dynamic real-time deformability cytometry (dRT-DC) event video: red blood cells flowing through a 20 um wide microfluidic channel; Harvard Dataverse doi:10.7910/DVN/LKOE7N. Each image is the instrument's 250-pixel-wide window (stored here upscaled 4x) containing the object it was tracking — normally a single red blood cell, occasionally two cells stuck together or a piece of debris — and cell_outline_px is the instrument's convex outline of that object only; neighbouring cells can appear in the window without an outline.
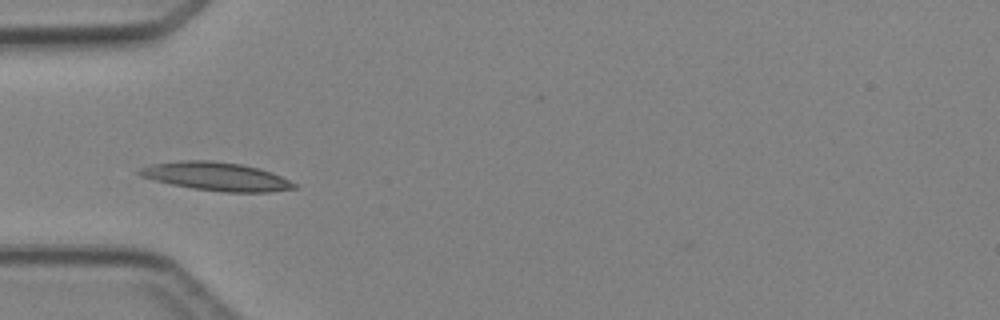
{"species": "Egyptian fruit bat (a non-hibernating species)", "species_latin": "Rousettus aegyptiacus", "temperature_condition": "cold", "stored_images_in_passage": 4, "camera_frame_rate_fps": 3000, "um_per_image_px": 0.085, "animal": {"sex": "female"}, "frame": {"image": 1, "passage_image": 4, "time_ms": 3.667, "image_size_px": [1000, 320], "cell_outline_px": [[296, 188], [268, 192], [224, 192], [192, 188], [172, 184], [140, 176], [136, 172], [140, 168], [148, 164], [180, 160], [212, 160], [240, 164], [256, 168], [280, 176], [296, 184]], "centroid_in_image_um": [18.32, 14.99], "position_along_channel_um": 66.7, "area_um2": 25.37}}